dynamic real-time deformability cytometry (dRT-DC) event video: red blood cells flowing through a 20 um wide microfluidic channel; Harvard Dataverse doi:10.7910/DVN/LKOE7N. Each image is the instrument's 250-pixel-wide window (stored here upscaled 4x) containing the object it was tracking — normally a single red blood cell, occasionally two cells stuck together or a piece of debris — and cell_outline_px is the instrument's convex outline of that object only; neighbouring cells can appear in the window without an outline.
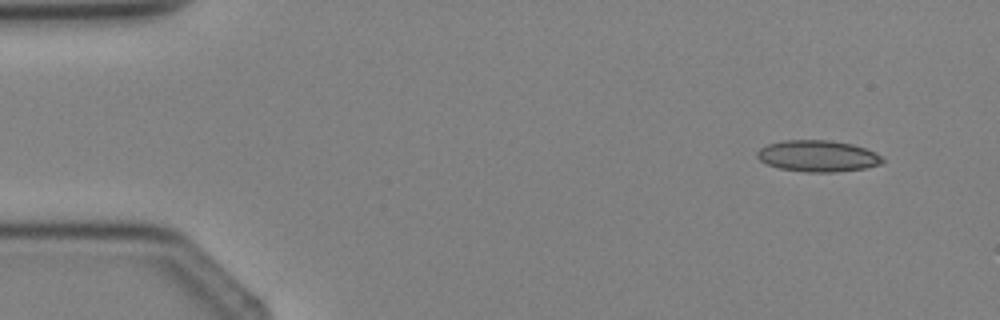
{"species": "Egyptian fruit bat (a non-hibernating species)", "species_latin": "Rousettus aegyptiacus", "temperature_condition": "cold", "stored_images_in_passage": 4, "camera_frame_rate_fps": 3000, "um_per_image_px": 0.085, "animal": {"sex": "female"}, "frame": {"image": 1, "passage_image": 1, "time_ms": 0.0, "image_size_px": [1000, 320], "cell_outline_px": [[884, 160], [880, 164], [864, 168], [832, 172], [804, 172], [780, 168], [768, 164], [760, 160], [756, 156], [756, 152], [760, 148], [768, 144], [784, 140], [832, 140], [852, 144], [876, 152]], "centroid_in_image_um": [69.49, 13.25], "position_along_channel_um": 15.5, "area_um2": 22.83}}